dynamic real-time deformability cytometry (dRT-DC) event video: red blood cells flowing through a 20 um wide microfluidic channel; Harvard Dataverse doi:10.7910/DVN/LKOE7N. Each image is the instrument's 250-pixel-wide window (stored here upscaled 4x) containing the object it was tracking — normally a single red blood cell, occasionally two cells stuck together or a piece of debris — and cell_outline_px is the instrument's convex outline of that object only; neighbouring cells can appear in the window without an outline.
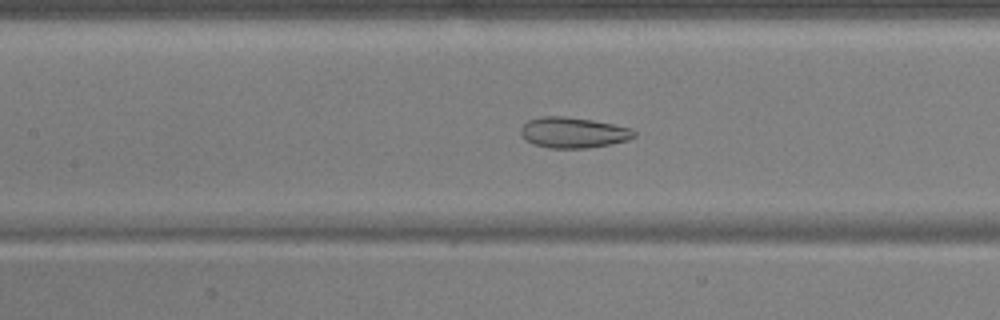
{"species": "common noctule bat (a hibernating species)", "species_latin": "Nyctalus noctula", "temperature_condition": "warm", "stored_images_in_passage": 39, "camera_frame_rate_fps": 3000, "um_per_image_px": 0.085, "animal": {"sex": "male", "body_mass_g": 17.9, "forearm_length_mm": 54.2}, "frame": {"image": 1, "passage_image": 10, "time_ms": 3.0, "image_size_px": [1000, 320], "cell_outline_px": [[636, 136], [628, 140], [612, 144], [584, 148], [548, 148], [532, 144], [520, 132], [520, 128], [528, 120], [540, 116], [564, 116], [592, 120], [632, 128], [636, 132]], "centroid_in_image_um": [48.74, 11.27], "position_along_channel_um": 158.7, "area_um2": 20.29}}
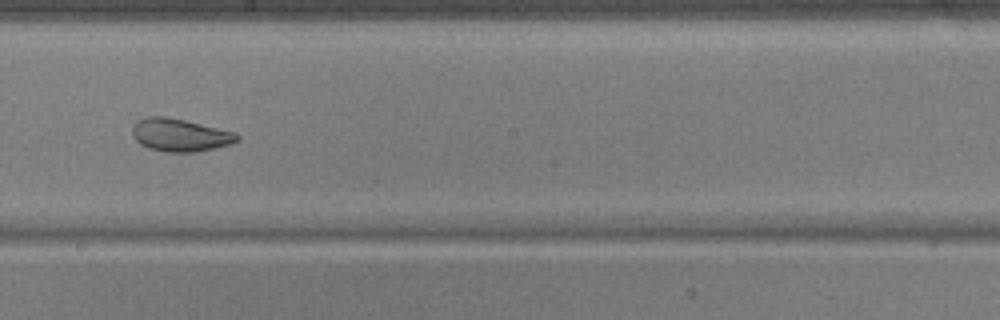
{"frame": {"image": 2, "passage_image": 16, "time_ms": 5.0, "image_size_px": [1000, 320], "cell_outline_px": [[240, 140], [232, 144], [196, 152], [168, 152], [148, 148], [140, 144], [132, 136], [132, 128], [136, 120], [148, 116], [164, 116], [184, 120], [236, 132], [240, 136]], "centroid_in_image_um": [15.3, 11.48], "position_along_channel_um": 232.9, "area_um2": 20.17}}
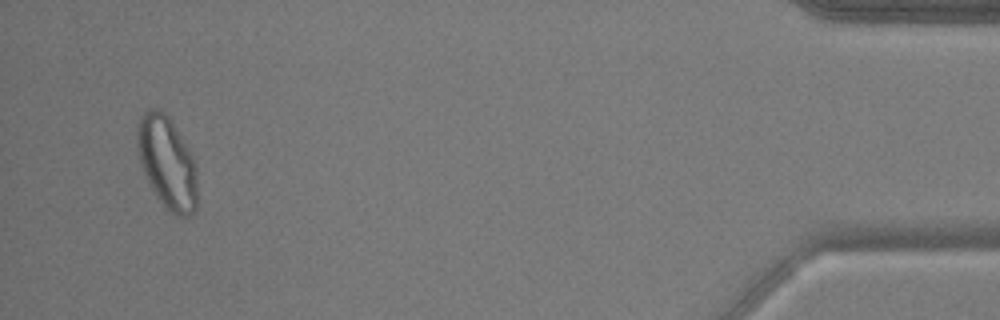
{"frame": {"image": 3, "passage_image": 37, "time_ms": 12.0, "image_size_px": [1000, 320], "cell_outline_px": [[196, 208], [188, 216], [180, 216], [172, 212], [156, 196], [144, 172], [140, 160], [136, 140], [136, 132], [140, 116], [148, 108], [156, 108], [164, 112], [168, 116], [188, 148], [196, 164]], "centroid_in_image_um": [14.19, 13.78], "position_along_channel_um": 421.0, "area_um2": 31.73}, "authors_computed_cell_mechanics": {"area_um2": 23.12, "velocity_mm_per_s": 3.7283, "shape_relaxation_time_tau1_ms": 10.9923, "shape_relaxation_time_tau2_ms": 1.1376, "deformation_change_tau1": 0.1913, "deformation_change_tau2": 0.0564}}